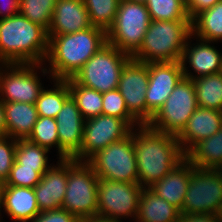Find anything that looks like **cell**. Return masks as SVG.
<instances>
[{
	"label": "cell",
	"mask_w": 222,
	"mask_h": 222,
	"mask_svg": "<svg viewBox=\"0 0 222 222\" xmlns=\"http://www.w3.org/2000/svg\"><path fill=\"white\" fill-rule=\"evenodd\" d=\"M135 128H138L135 130ZM133 128L139 185L149 188L186 159L177 136L157 131L148 124ZM135 130V132H134Z\"/></svg>",
	"instance_id": "cell-1"
},
{
	"label": "cell",
	"mask_w": 222,
	"mask_h": 222,
	"mask_svg": "<svg viewBox=\"0 0 222 222\" xmlns=\"http://www.w3.org/2000/svg\"><path fill=\"white\" fill-rule=\"evenodd\" d=\"M50 79H69L104 45L107 32L92 26L88 29L64 35H47Z\"/></svg>",
	"instance_id": "cell-2"
},
{
	"label": "cell",
	"mask_w": 222,
	"mask_h": 222,
	"mask_svg": "<svg viewBox=\"0 0 222 222\" xmlns=\"http://www.w3.org/2000/svg\"><path fill=\"white\" fill-rule=\"evenodd\" d=\"M48 42L47 31L19 13L0 19L1 64H43Z\"/></svg>",
	"instance_id": "cell-3"
},
{
	"label": "cell",
	"mask_w": 222,
	"mask_h": 222,
	"mask_svg": "<svg viewBox=\"0 0 222 222\" xmlns=\"http://www.w3.org/2000/svg\"><path fill=\"white\" fill-rule=\"evenodd\" d=\"M192 34L191 20H152L132 59L143 63L180 62Z\"/></svg>",
	"instance_id": "cell-4"
},
{
	"label": "cell",
	"mask_w": 222,
	"mask_h": 222,
	"mask_svg": "<svg viewBox=\"0 0 222 222\" xmlns=\"http://www.w3.org/2000/svg\"><path fill=\"white\" fill-rule=\"evenodd\" d=\"M98 180L87 161L67 159V185L62 209L77 218L97 215Z\"/></svg>",
	"instance_id": "cell-5"
},
{
	"label": "cell",
	"mask_w": 222,
	"mask_h": 222,
	"mask_svg": "<svg viewBox=\"0 0 222 222\" xmlns=\"http://www.w3.org/2000/svg\"><path fill=\"white\" fill-rule=\"evenodd\" d=\"M151 21L145 4L120 0L115 22L107 31V43L132 57Z\"/></svg>",
	"instance_id": "cell-6"
},
{
	"label": "cell",
	"mask_w": 222,
	"mask_h": 222,
	"mask_svg": "<svg viewBox=\"0 0 222 222\" xmlns=\"http://www.w3.org/2000/svg\"><path fill=\"white\" fill-rule=\"evenodd\" d=\"M131 58L107 43L82 66L73 79L100 93L117 89L122 68Z\"/></svg>",
	"instance_id": "cell-7"
},
{
	"label": "cell",
	"mask_w": 222,
	"mask_h": 222,
	"mask_svg": "<svg viewBox=\"0 0 222 222\" xmlns=\"http://www.w3.org/2000/svg\"><path fill=\"white\" fill-rule=\"evenodd\" d=\"M87 162L100 179L138 183L133 130L127 137L98 150Z\"/></svg>",
	"instance_id": "cell-8"
},
{
	"label": "cell",
	"mask_w": 222,
	"mask_h": 222,
	"mask_svg": "<svg viewBox=\"0 0 222 222\" xmlns=\"http://www.w3.org/2000/svg\"><path fill=\"white\" fill-rule=\"evenodd\" d=\"M197 108L193 81L183 77L148 125L157 131L178 136Z\"/></svg>",
	"instance_id": "cell-9"
},
{
	"label": "cell",
	"mask_w": 222,
	"mask_h": 222,
	"mask_svg": "<svg viewBox=\"0 0 222 222\" xmlns=\"http://www.w3.org/2000/svg\"><path fill=\"white\" fill-rule=\"evenodd\" d=\"M180 213L222 215V175L218 169H192Z\"/></svg>",
	"instance_id": "cell-10"
},
{
	"label": "cell",
	"mask_w": 222,
	"mask_h": 222,
	"mask_svg": "<svg viewBox=\"0 0 222 222\" xmlns=\"http://www.w3.org/2000/svg\"><path fill=\"white\" fill-rule=\"evenodd\" d=\"M42 65L45 63L1 64L0 99L3 102L35 104L44 88L40 82V77L37 75V70L41 68L42 75L49 74L48 76L51 77L47 68Z\"/></svg>",
	"instance_id": "cell-11"
},
{
	"label": "cell",
	"mask_w": 222,
	"mask_h": 222,
	"mask_svg": "<svg viewBox=\"0 0 222 222\" xmlns=\"http://www.w3.org/2000/svg\"><path fill=\"white\" fill-rule=\"evenodd\" d=\"M143 187L139 183L98 180L97 215L121 220L138 214Z\"/></svg>",
	"instance_id": "cell-12"
},
{
	"label": "cell",
	"mask_w": 222,
	"mask_h": 222,
	"mask_svg": "<svg viewBox=\"0 0 222 222\" xmlns=\"http://www.w3.org/2000/svg\"><path fill=\"white\" fill-rule=\"evenodd\" d=\"M133 128L123 119L99 115L85 120L80 151L73 157L77 161H87L98 150L127 137Z\"/></svg>",
	"instance_id": "cell-13"
},
{
	"label": "cell",
	"mask_w": 222,
	"mask_h": 222,
	"mask_svg": "<svg viewBox=\"0 0 222 222\" xmlns=\"http://www.w3.org/2000/svg\"><path fill=\"white\" fill-rule=\"evenodd\" d=\"M149 82V63L130 59L122 68L118 90L128 111L141 123L147 124L146 91Z\"/></svg>",
	"instance_id": "cell-14"
},
{
	"label": "cell",
	"mask_w": 222,
	"mask_h": 222,
	"mask_svg": "<svg viewBox=\"0 0 222 222\" xmlns=\"http://www.w3.org/2000/svg\"><path fill=\"white\" fill-rule=\"evenodd\" d=\"M183 77L184 74L180 62L149 63V82L145 94L147 124L162 107Z\"/></svg>",
	"instance_id": "cell-15"
},
{
	"label": "cell",
	"mask_w": 222,
	"mask_h": 222,
	"mask_svg": "<svg viewBox=\"0 0 222 222\" xmlns=\"http://www.w3.org/2000/svg\"><path fill=\"white\" fill-rule=\"evenodd\" d=\"M55 120L59 137V159L73 158L81 149L85 119L71 96Z\"/></svg>",
	"instance_id": "cell-16"
},
{
	"label": "cell",
	"mask_w": 222,
	"mask_h": 222,
	"mask_svg": "<svg viewBox=\"0 0 222 222\" xmlns=\"http://www.w3.org/2000/svg\"><path fill=\"white\" fill-rule=\"evenodd\" d=\"M192 34L188 37L186 45L184 46L182 56H181V66L183 69L184 78L194 79L203 75H211L221 72L222 69V53L219 52L215 46L210 44L214 42L205 41L196 38L198 41L197 45L194 43L191 45ZM191 45V46H190ZM192 67L191 69L195 71V76L193 73L189 72L187 69V63Z\"/></svg>",
	"instance_id": "cell-17"
},
{
	"label": "cell",
	"mask_w": 222,
	"mask_h": 222,
	"mask_svg": "<svg viewBox=\"0 0 222 222\" xmlns=\"http://www.w3.org/2000/svg\"><path fill=\"white\" fill-rule=\"evenodd\" d=\"M56 165L51 166L34 187L40 212L57 210L62 206L67 185V159H59Z\"/></svg>",
	"instance_id": "cell-18"
},
{
	"label": "cell",
	"mask_w": 222,
	"mask_h": 222,
	"mask_svg": "<svg viewBox=\"0 0 222 222\" xmlns=\"http://www.w3.org/2000/svg\"><path fill=\"white\" fill-rule=\"evenodd\" d=\"M83 0H57L47 35H64L92 27Z\"/></svg>",
	"instance_id": "cell-19"
},
{
	"label": "cell",
	"mask_w": 222,
	"mask_h": 222,
	"mask_svg": "<svg viewBox=\"0 0 222 222\" xmlns=\"http://www.w3.org/2000/svg\"><path fill=\"white\" fill-rule=\"evenodd\" d=\"M222 128V112L198 107L191 115L186 127L177 136L186 154L196 143L216 134Z\"/></svg>",
	"instance_id": "cell-20"
},
{
	"label": "cell",
	"mask_w": 222,
	"mask_h": 222,
	"mask_svg": "<svg viewBox=\"0 0 222 222\" xmlns=\"http://www.w3.org/2000/svg\"><path fill=\"white\" fill-rule=\"evenodd\" d=\"M17 222L32 221L39 213L34 188L3 185L1 209Z\"/></svg>",
	"instance_id": "cell-21"
},
{
	"label": "cell",
	"mask_w": 222,
	"mask_h": 222,
	"mask_svg": "<svg viewBox=\"0 0 222 222\" xmlns=\"http://www.w3.org/2000/svg\"><path fill=\"white\" fill-rule=\"evenodd\" d=\"M193 168L194 166L185 159L169 174L150 186L149 189L181 212L188 189L190 172Z\"/></svg>",
	"instance_id": "cell-22"
},
{
	"label": "cell",
	"mask_w": 222,
	"mask_h": 222,
	"mask_svg": "<svg viewBox=\"0 0 222 222\" xmlns=\"http://www.w3.org/2000/svg\"><path fill=\"white\" fill-rule=\"evenodd\" d=\"M4 108L7 136L27 139L38 118L35 104L4 102Z\"/></svg>",
	"instance_id": "cell-23"
},
{
	"label": "cell",
	"mask_w": 222,
	"mask_h": 222,
	"mask_svg": "<svg viewBox=\"0 0 222 222\" xmlns=\"http://www.w3.org/2000/svg\"><path fill=\"white\" fill-rule=\"evenodd\" d=\"M180 211L149 188H143L135 222H177Z\"/></svg>",
	"instance_id": "cell-24"
},
{
	"label": "cell",
	"mask_w": 222,
	"mask_h": 222,
	"mask_svg": "<svg viewBox=\"0 0 222 222\" xmlns=\"http://www.w3.org/2000/svg\"><path fill=\"white\" fill-rule=\"evenodd\" d=\"M186 160L195 168L219 169L222 166V128L196 143L186 153Z\"/></svg>",
	"instance_id": "cell-25"
},
{
	"label": "cell",
	"mask_w": 222,
	"mask_h": 222,
	"mask_svg": "<svg viewBox=\"0 0 222 222\" xmlns=\"http://www.w3.org/2000/svg\"><path fill=\"white\" fill-rule=\"evenodd\" d=\"M192 35L210 42L222 40V0L191 20Z\"/></svg>",
	"instance_id": "cell-26"
},
{
	"label": "cell",
	"mask_w": 222,
	"mask_h": 222,
	"mask_svg": "<svg viewBox=\"0 0 222 222\" xmlns=\"http://www.w3.org/2000/svg\"><path fill=\"white\" fill-rule=\"evenodd\" d=\"M198 107L222 112V74L221 72L194 78Z\"/></svg>",
	"instance_id": "cell-27"
},
{
	"label": "cell",
	"mask_w": 222,
	"mask_h": 222,
	"mask_svg": "<svg viewBox=\"0 0 222 222\" xmlns=\"http://www.w3.org/2000/svg\"><path fill=\"white\" fill-rule=\"evenodd\" d=\"M52 80L54 82L53 88H44L40 96L37 98L35 106L38 116L55 119L65 101L70 97V89L66 80Z\"/></svg>",
	"instance_id": "cell-28"
},
{
	"label": "cell",
	"mask_w": 222,
	"mask_h": 222,
	"mask_svg": "<svg viewBox=\"0 0 222 222\" xmlns=\"http://www.w3.org/2000/svg\"><path fill=\"white\" fill-rule=\"evenodd\" d=\"M65 80L70 89V96L75 101L85 120L102 114V93L78 84L73 78Z\"/></svg>",
	"instance_id": "cell-29"
},
{
	"label": "cell",
	"mask_w": 222,
	"mask_h": 222,
	"mask_svg": "<svg viewBox=\"0 0 222 222\" xmlns=\"http://www.w3.org/2000/svg\"><path fill=\"white\" fill-rule=\"evenodd\" d=\"M90 22L106 32L113 26L120 0H83Z\"/></svg>",
	"instance_id": "cell-30"
},
{
	"label": "cell",
	"mask_w": 222,
	"mask_h": 222,
	"mask_svg": "<svg viewBox=\"0 0 222 222\" xmlns=\"http://www.w3.org/2000/svg\"><path fill=\"white\" fill-rule=\"evenodd\" d=\"M48 150L34 144L27 139L17 140L15 161L28 168H50L52 165L48 164Z\"/></svg>",
	"instance_id": "cell-31"
},
{
	"label": "cell",
	"mask_w": 222,
	"mask_h": 222,
	"mask_svg": "<svg viewBox=\"0 0 222 222\" xmlns=\"http://www.w3.org/2000/svg\"><path fill=\"white\" fill-rule=\"evenodd\" d=\"M57 0H20L19 14L49 30Z\"/></svg>",
	"instance_id": "cell-32"
},
{
	"label": "cell",
	"mask_w": 222,
	"mask_h": 222,
	"mask_svg": "<svg viewBox=\"0 0 222 222\" xmlns=\"http://www.w3.org/2000/svg\"><path fill=\"white\" fill-rule=\"evenodd\" d=\"M145 5L151 20H191L186 7L178 0H146Z\"/></svg>",
	"instance_id": "cell-33"
},
{
	"label": "cell",
	"mask_w": 222,
	"mask_h": 222,
	"mask_svg": "<svg viewBox=\"0 0 222 222\" xmlns=\"http://www.w3.org/2000/svg\"><path fill=\"white\" fill-rule=\"evenodd\" d=\"M27 140L48 150H51L50 148L55 146V148H58L59 154V137L56 120L50 117L38 116Z\"/></svg>",
	"instance_id": "cell-34"
},
{
	"label": "cell",
	"mask_w": 222,
	"mask_h": 222,
	"mask_svg": "<svg viewBox=\"0 0 222 222\" xmlns=\"http://www.w3.org/2000/svg\"><path fill=\"white\" fill-rule=\"evenodd\" d=\"M102 114L125 120L132 128L141 123L128 111L118 89L102 93Z\"/></svg>",
	"instance_id": "cell-35"
},
{
	"label": "cell",
	"mask_w": 222,
	"mask_h": 222,
	"mask_svg": "<svg viewBox=\"0 0 222 222\" xmlns=\"http://www.w3.org/2000/svg\"><path fill=\"white\" fill-rule=\"evenodd\" d=\"M49 168H28L14 161L4 185L34 188Z\"/></svg>",
	"instance_id": "cell-36"
},
{
	"label": "cell",
	"mask_w": 222,
	"mask_h": 222,
	"mask_svg": "<svg viewBox=\"0 0 222 222\" xmlns=\"http://www.w3.org/2000/svg\"><path fill=\"white\" fill-rule=\"evenodd\" d=\"M17 139L0 136V181L6 182L15 161Z\"/></svg>",
	"instance_id": "cell-37"
},
{
	"label": "cell",
	"mask_w": 222,
	"mask_h": 222,
	"mask_svg": "<svg viewBox=\"0 0 222 222\" xmlns=\"http://www.w3.org/2000/svg\"><path fill=\"white\" fill-rule=\"evenodd\" d=\"M78 218L65 209L40 212L30 222H77Z\"/></svg>",
	"instance_id": "cell-38"
},
{
	"label": "cell",
	"mask_w": 222,
	"mask_h": 222,
	"mask_svg": "<svg viewBox=\"0 0 222 222\" xmlns=\"http://www.w3.org/2000/svg\"><path fill=\"white\" fill-rule=\"evenodd\" d=\"M220 1L221 0H189L188 6L186 7L187 15L192 20L197 14L211 8Z\"/></svg>",
	"instance_id": "cell-39"
},
{
	"label": "cell",
	"mask_w": 222,
	"mask_h": 222,
	"mask_svg": "<svg viewBox=\"0 0 222 222\" xmlns=\"http://www.w3.org/2000/svg\"><path fill=\"white\" fill-rule=\"evenodd\" d=\"M177 222H222V215L209 213L182 214L180 213Z\"/></svg>",
	"instance_id": "cell-40"
},
{
	"label": "cell",
	"mask_w": 222,
	"mask_h": 222,
	"mask_svg": "<svg viewBox=\"0 0 222 222\" xmlns=\"http://www.w3.org/2000/svg\"><path fill=\"white\" fill-rule=\"evenodd\" d=\"M19 1L20 0H0V19L8 18L18 14Z\"/></svg>",
	"instance_id": "cell-41"
},
{
	"label": "cell",
	"mask_w": 222,
	"mask_h": 222,
	"mask_svg": "<svg viewBox=\"0 0 222 222\" xmlns=\"http://www.w3.org/2000/svg\"><path fill=\"white\" fill-rule=\"evenodd\" d=\"M77 222H123V221L107 218L100 215H93L89 217L78 218Z\"/></svg>",
	"instance_id": "cell-42"
},
{
	"label": "cell",
	"mask_w": 222,
	"mask_h": 222,
	"mask_svg": "<svg viewBox=\"0 0 222 222\" xmlns=\"http://www.w3.org/2000/svg\"><path fill=\"white\" fill-rule=\"evenodd\" d=\"M0 136H7L4 102L0 99Z\"/></svg>",
	"instance_id": "cell-43"
},
{
	"label": "cell",
	"mask_w": 222,
	"mask_h": 222,
	"mask_svg": "<svg viewBox=\"0 0 222 222\" xmlns=\"http://www.w3.org/2000/svg\"><path fill=\"white\" fill-rule=\"evenodd\" d=\"M3 185H4V183L2 181H0V212H1V197H2ZM0 216H1V213H0Z\"/></svg>",
	"instance_id": "cell-44"
},
{
	"label": "cell",
	"mask_w": 222,
	"mask_h": 222,
	"mask_svg": "<svg viewBox=\"0 0 222 222\" xmlns=\"http://www.w3.org/2000/svg\"><path fill=\"white\" fill-rule=\"evenodd\" d=\"M125 1L138 2V3H143V4H145V1H146V0H125Z\"/></svg>",
	"instance_id": "cell-45"
},
{
	"label": "cell",
	"mask_w": 222,
	"mask_h": 222,
	"mask_svg": "<svg viewBox=\"0 0 222 222\" xmlns=\"http://www.w3.org/2000/svg\"><path fill=\"white\" fill-rule=\"evenodd\" d=\"M180 1L185 7L188 6L189 0H178Z\"/></svg>",
	"instance_id": "cell-46"
},
{
	"label": "cell",
	"mask_w": 222,
	"mask_h": 222,
	"mask_svg": "<svg viewBox=\"0 0 222 222\" xmlns=\"http://www.w3.org/2000/svg\"><path fill=\"white\" fill-rule=\"evenodd\" d=\"M218 170L220 171V174L222 175V166Z\"/></svg>",
	"instance_id": "cell-47"
}]
</instances>
